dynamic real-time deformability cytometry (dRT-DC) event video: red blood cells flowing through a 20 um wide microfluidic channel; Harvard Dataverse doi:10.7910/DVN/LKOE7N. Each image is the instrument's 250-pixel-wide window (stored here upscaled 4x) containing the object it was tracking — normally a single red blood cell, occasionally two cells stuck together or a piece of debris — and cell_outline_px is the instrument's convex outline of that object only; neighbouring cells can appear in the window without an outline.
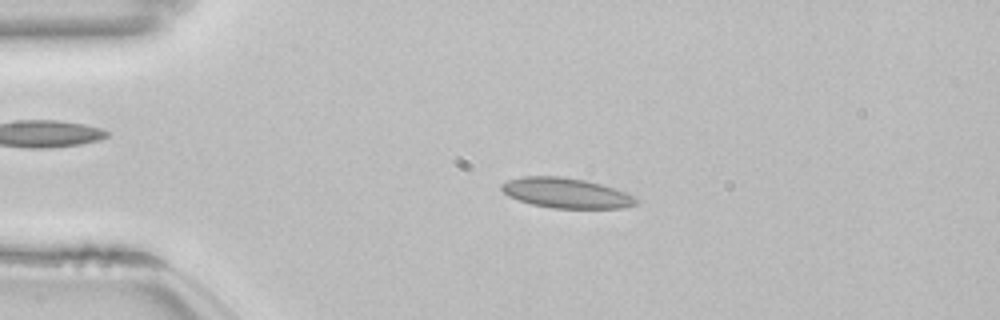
{"species": "common noctule bat (a hibernating species)", "species_latin": "Nyctalus noctula", "temperature_condition": "room temperature", "stored_images_in_passage": 52, "camera_frame_rate_fps": 3000, "um_per_image_px": 0.085, "animal": {"sex": "female", "body_mass_g": 22.7, "forearm_length_mm": 54.2}, "frame": {"image": 1, "passage_image": 11, "time_ms": 3.333, "image_size_px": [1000, 320], "cell_outline_px": [[640, 200], [636, 204], [620, 208], [552, 208], [532, 204], [508, 196], [500, 188], [500, 184], [508, 180], [520, 176], [560, 176], [584, 180], [600, 184], [624, 192]], "centroid_in_image_um": [48.08, 16.4], "position_along_channel_um": 36.9, "area_um2": 23.41}}
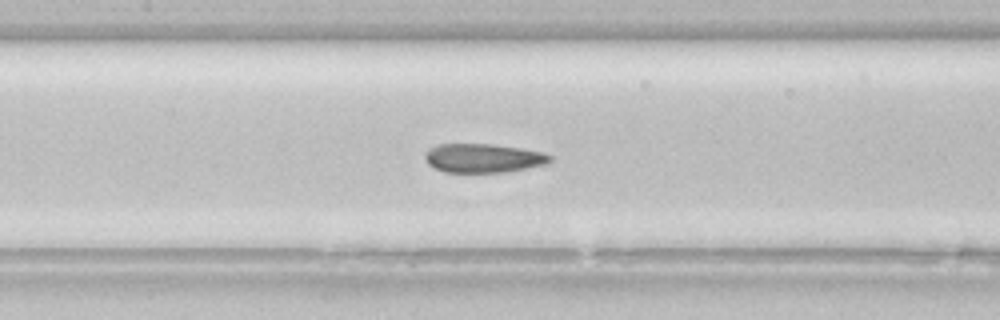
{"frame": {"image": 2, "passage_image": 24, "time_ms": 7.667, "image_size_px": [1000, 320], "cell_outline_px": [[552, 160], [548, 164], [508, 172], [444, 172], [428, 164], [424, 156], [436, 144], [492, 144], [520, 148], [544, 152], [552, 156]], "centroid_in_image_um": [41.14, 13.44], "position_along_channel_um": 166.3, "area_um2": 21.1}}
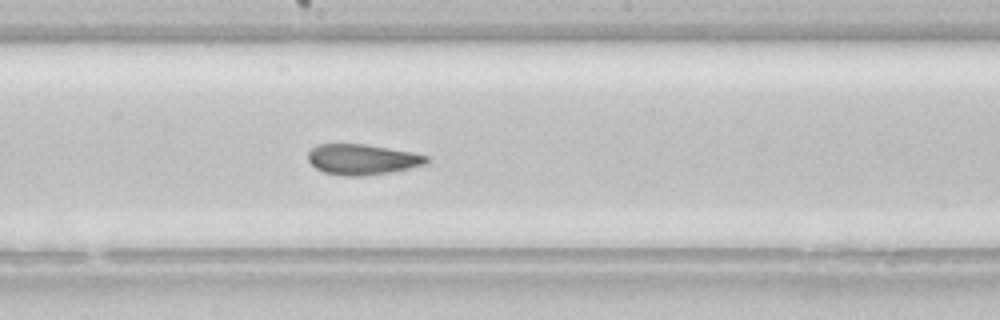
{"frame": {"image": 3, "passage_image": 28, "time_ms": 9.0, "image_size_px": [1000, 320], "cell_outline_px": [[428, 164], [388, 172], [364, 176], [344, 176], [324, 172], [316, 168], [308, 160], [308, 152], [316, 144], [364, 144], [412, 152], [428, 156]], "centroid_in_image_um": [30.78, 13.55], "position_along_channel_um": 217.4, "area_um2": 20.98}, "authors_computed_cell_mechanics": {"area_um2": 22.5131, "velocity_mm_per_s": 3.8453, "shape_relaxation_time_tau1_ms": null, "shape_relaxation_time_tau2_ms": 2.3256, "deformation_change_tau1": null, "deformation_change_tau2": 0.0817}}